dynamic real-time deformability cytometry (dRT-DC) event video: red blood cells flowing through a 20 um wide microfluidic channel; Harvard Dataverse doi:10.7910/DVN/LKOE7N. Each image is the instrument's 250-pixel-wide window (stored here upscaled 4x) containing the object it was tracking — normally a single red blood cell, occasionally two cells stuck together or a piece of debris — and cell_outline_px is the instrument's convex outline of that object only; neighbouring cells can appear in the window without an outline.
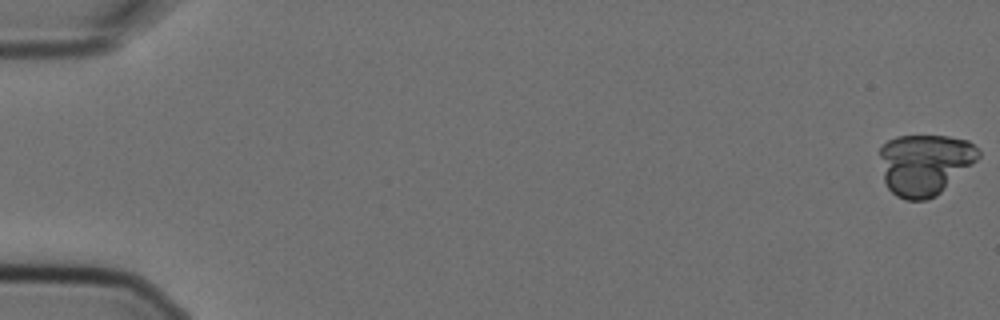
{"species": "Egyptian fruit bat (a non-hibernating species)", "species_latin": "Rousettus aegyptiacus", "temperature_condition": "cold", "stored_images_in_passage": 6, "camera_frame_rate_fps": 3000, "um_per_image_px": 0.085, "animal": {"sex": "female"}, "frame": {"image": 1, "passage_image": 1, "time_ms": 0.0, "image_size_px": [1000, 320], "cell_outline_px": [[980, 156], [972, 164], [936, 196], [928, 200], [904, 200], [896, 196], [888, 188], [884, 180], [880, 156], [880, 148], [888, 140], [896, 136], [948, 136], [968, 140], [980, 148]], "centroid_in_image_um": [78.6, 13.96], "position_along_channel_um": 6.4, "area_um2": 35.08}}